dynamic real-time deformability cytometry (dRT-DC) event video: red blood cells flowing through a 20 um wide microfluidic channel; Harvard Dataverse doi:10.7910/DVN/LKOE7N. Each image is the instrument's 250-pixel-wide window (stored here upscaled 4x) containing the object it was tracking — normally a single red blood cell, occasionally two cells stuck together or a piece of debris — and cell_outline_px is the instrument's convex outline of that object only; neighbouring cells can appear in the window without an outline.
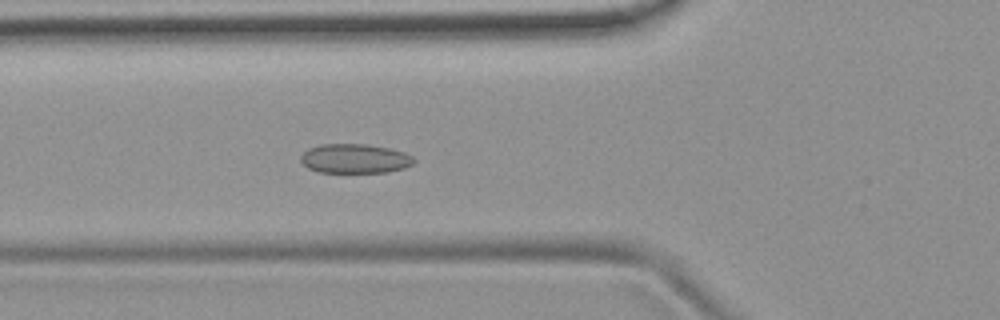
{"species": "common noctule bat (a hibernating species)", "species_latin": "Nyctalus noctula", "temperature_condition": "room temperature", "stored_images_in_passage": 40, "camera_frame_rate_fps": 3000, "um_per_image_px": 0.085, "animal": {"sex": "female", "body_mass_g": 19.9}, "frame": {"image": 1, "passage_image": 11, "time_ms": 3.333, "image_size_px": [1000, 320], "cell_outline_px": [[416, 160], [412, 164], [404, 168], [388, 172], [320, 172], [308, 168], [300, 160], [300, 156], [308, 148], [320, 144], [368, 144], [388, 148], [404, 152], [412, 156]], "centroid_in_image_um": [30.16, 13.47], "position_along_channel_um": 95.6, "area_um2": 19.36}}
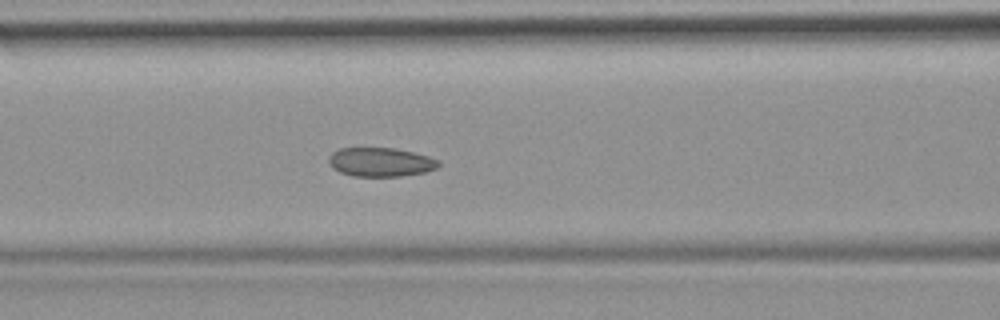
{"frame": {"image": 2, "passage_image": 14, "time_ms": 4.333, "image_size_px": [1000, 320], "cell_outline_px": [[440, 164], [436, 168], [424, 172], [400, 176], [352, 176], [340, 172], [332, 168], [328, 160], [328, 156], [332, 152], [340, 148], [396, 148], [428, 156], [440, 160]], "centroid_in_image_um": [32.33, 13.77], "position_along_channel_um": 134.3, "area_um2": 18.55}}
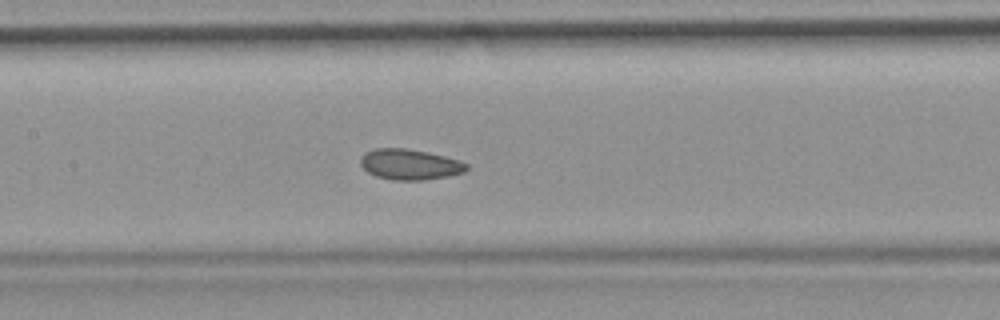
{"frame": {"image": 3, "passage_image": 17, "time_ms": 5.333, "image_size_px": [1000, 320], "cell_outline_px": [[468, 168], [464, 172], [448, 176], [424, 180], [392, 180], [376, 176], [368, 172], [360, 164], [360, 156], [364, 152], [376, 148], [404, 148], [428, 152], [460, 160], [468, 164]], "centroid_in_image_um": [34.82, 13.97], "position_along_channel_um": 172.6, "area_um2": 19.02}, "authors_computed_cell_mechanics": {"area_um2": 19.6231, "velocity_mm_per_s": 3.8382, "shape_relaxation_time_tau1_ms": 10.0147, "shape_relaxation_time_tau2_ms": 2.7835, "deformation_change_tau1": 0.1017, "deformation_change_tau2": 0.0656}}